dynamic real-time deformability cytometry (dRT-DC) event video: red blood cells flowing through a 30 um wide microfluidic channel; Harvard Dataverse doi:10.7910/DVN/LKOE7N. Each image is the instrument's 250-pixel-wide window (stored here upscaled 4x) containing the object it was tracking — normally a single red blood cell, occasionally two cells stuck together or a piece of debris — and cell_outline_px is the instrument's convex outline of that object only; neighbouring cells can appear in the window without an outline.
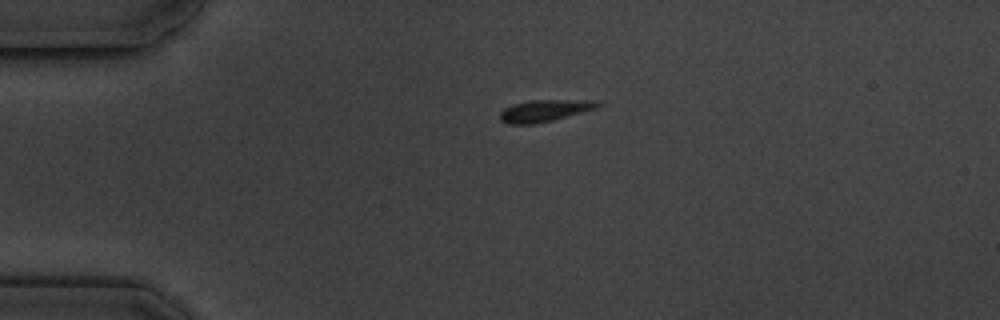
{"species": "common noctule bat (a hibernating species)", "species_latin": "Nyctalus noctula", "temperature_condition": "cold", "stored_images_in_passage": 2, "camera_frame_rate_fps": 3000, "um_per_image_px": 0.085, "animal": {"sex": "male", "body_mass_g": 19.5, "forearm_length_mm": 54.6}, "frame": {"image": 1, "passage_image": 1, "time_ms": 0.0, "image_size_px": [1000, 320], "cell_outline_px": [[604, 104], [596, 108], [552, 120], [536, 124], [508, 124], [500, 120], [500, 112], [504, 108], [512, 104], [532, 100], [596, 100]], "centroid_in_image_um": [46.28, 9.4], "position_along_channel_um": 38.7, "area_um2": 12.43}}